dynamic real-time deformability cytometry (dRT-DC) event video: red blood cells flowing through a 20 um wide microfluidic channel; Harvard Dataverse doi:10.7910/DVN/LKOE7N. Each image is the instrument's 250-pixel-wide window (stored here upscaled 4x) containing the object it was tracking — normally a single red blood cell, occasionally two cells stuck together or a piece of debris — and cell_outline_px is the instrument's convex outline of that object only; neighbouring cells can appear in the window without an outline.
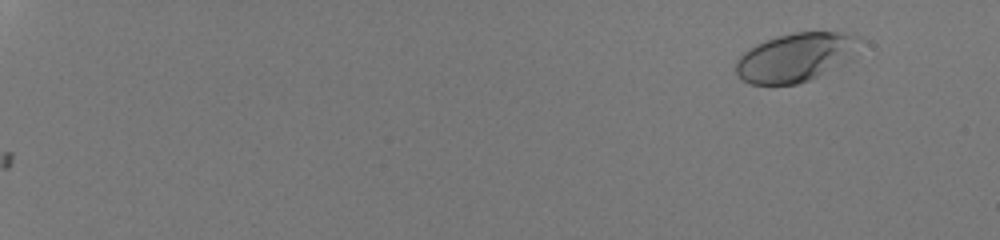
{"species": "human", "species_latin": "Homo sapiens", "temperature_condition": "room temperature", "stored_images_in_passage": 55, "camera_frame_rate_fps": 3000, "um_per_image_px": 0.085, "donor": {"sex": "male"}, "frame": {"image": 1, "passage_image": 6, "time_ms": 1.667, "image_size_px": [1000, 240], "cell_outline_px": [[860, 36], [852, 60], [844, 64], [808, 80], [796, 84], [748, 84], [736, 76], [736, 60], [748, 48], [756, 44], [776, 36], [796, 32], [836, 32]], "centroid_in_image_um": [67.6, 4.88], "position_along_channel_um": 17.4, "area_um2": 35.08}}
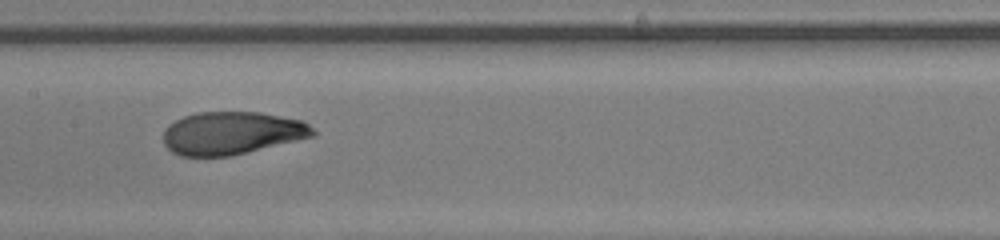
{"frame": {"image": 2, "passage_image": 34, "time_ms": 11.0, "image_size_px": [1000, 240], "cell_outline_px": [[316, 136], [232, 156], [180, 156], [172, 152], [164, 144], [164, 128], [168, 124], [184, 116], [196, 112], [260, 112], [300, 120], [308, 124], [316, 132]], "centroid_in_image_um": [19.7, 11.32], "position_along_channel_um": 187.7, "area_um2": 37.51}}
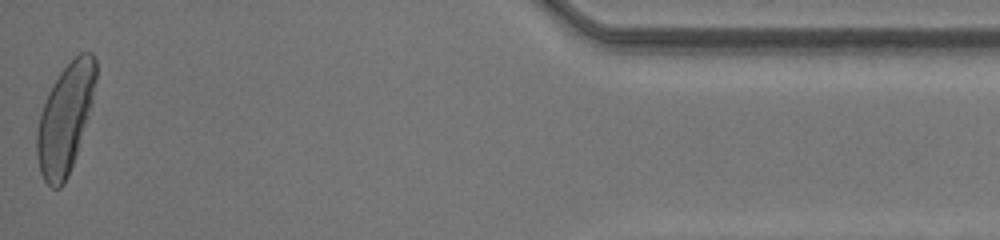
{"frame": {"image": 3, "passage_image": 55, "time_ms": 18.0, "image_size_px": [1000, 240], "cell_outline_px": [[96, 80], [92, 104], [68, 176], [64, 184], [60, 188], [52, 188], [44, 180], [40, 172], [36, 156], [36, 132], [40, 112], [48, 92], [60, 72], [80, 52], [92, 52], [96, 60]], "centroid_in_image_um": [5.53, 10.07], "position_along_channel_um": 429.7, "area_um2": 37.22}, "authors_computed_cell_mechanics": {"area_um2": 36.6452, "velocity_mm_per_s": 4.2585, "shape_relaxation_time_tau1_ms": 4.6041, "shape_relaxation_time_tau2_ms": null, "deformation_change_tau1": 0.2281, "deformation_change_tau2": null}}